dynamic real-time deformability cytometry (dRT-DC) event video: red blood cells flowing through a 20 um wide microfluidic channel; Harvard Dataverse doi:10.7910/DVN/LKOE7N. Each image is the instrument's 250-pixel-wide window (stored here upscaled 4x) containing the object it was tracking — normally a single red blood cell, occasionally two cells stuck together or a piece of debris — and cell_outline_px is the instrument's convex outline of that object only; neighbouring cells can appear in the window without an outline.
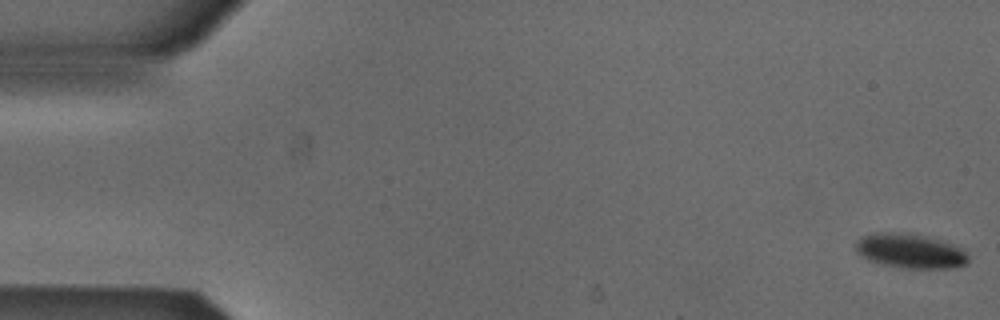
{"species": "Egyptian fruit bat (a non-hibernating species)", "species_latin": "Rousettus aegyptiacus", "temperature_condition": "cold", "stored_images_in_passage": 7, "camera_frame_rate_fps": 3000, "um_per_image_px": 0.085, "animal": {"sex": "male"}, "frame": {"image": 1, "passage_image": 1, "time_ms": 0.0, "image_size_px": [1000, 320], "cell_outline_px": [[968, 264], [956, 268], [904, 268], [884, 264], [868, 260], [860, 256], [856, 252], [856, 240], [860, 236], [872, 232], [908, 232], [940, 240], [964, 248], [968, 256]], "centroid_in_image_um": [77.36, 21.32], "position_along_channel_um": 7.6, "area_um2": 23.06}}